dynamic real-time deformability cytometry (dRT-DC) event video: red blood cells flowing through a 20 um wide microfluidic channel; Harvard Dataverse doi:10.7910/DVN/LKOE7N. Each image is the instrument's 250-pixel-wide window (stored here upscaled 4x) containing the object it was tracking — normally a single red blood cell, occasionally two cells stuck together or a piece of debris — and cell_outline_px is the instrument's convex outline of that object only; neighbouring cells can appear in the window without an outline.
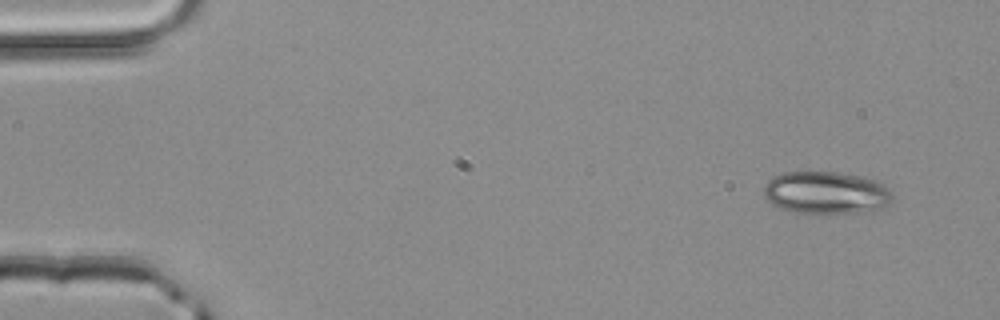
{"species": "common noctule bat (a hibernating species)", "species_latin": "Nyctalus noctula", "temperature_condition": "room temperature", "stored_images_in_passage": 3, "camera_frame_rate_fps": 3000, "um_per_image_px": 0.085, "animal": {"sex": "male", "body_mass_g": 20.4}, "frame": {"image": 1, "passage_image": 1, "time_ms": 0.0, "image_size_px": [1000, 320], "cell_outline_px": [[892, 200], [888, 204], [868, 212], [792, 212], [772, 204], [764, 196], [764, 184], [772, 176], [780, 172], [836, 172], [864, 176], [876, 180], [884, 184], [892, 192]], "centroid_in_image_um": [70.21, 16.35], "position_along_channel_um": 14.8, "area_um2": 31.85}}